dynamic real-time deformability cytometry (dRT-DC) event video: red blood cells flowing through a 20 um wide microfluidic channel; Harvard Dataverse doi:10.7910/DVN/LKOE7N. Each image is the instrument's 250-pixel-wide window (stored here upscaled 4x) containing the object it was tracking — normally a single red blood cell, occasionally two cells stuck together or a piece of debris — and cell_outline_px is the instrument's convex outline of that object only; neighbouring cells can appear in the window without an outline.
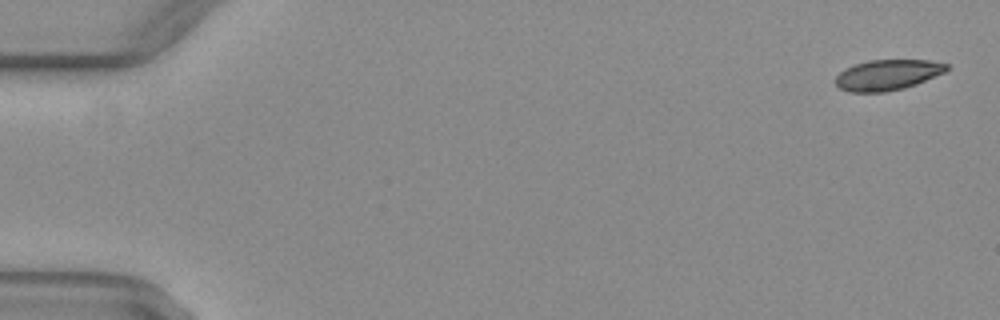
{"species": "common noctule bat (a hibernating species)", "species_latin": "Nyctalus noctula", "temperature_condition": "warm", "stored_images_in_passage": 11, "camera_frame_rate_fps": 3000, "um_per_image_px": 0.085, "animal": {"sex": "female", "body_mass_g": 29.2, "forearm_length_mm": 56.3}, "frame": {"image": 1, "passage_image": 2, "time_ms": 0.333, "image_size_px": [1000, 320], "cell_outline_px": [[948, 68], [944, 72], [916, 84], [904, 88], [884, 92], [848, 92], [840, 88], [836, 84], [836, 76], [844, 68], [868, 60], [928, 60], [948, 64]], "centroid_in_image_um": [75.41, 6.36], "position_along_channel_um": 9.6, "area_um2": 19.65}}